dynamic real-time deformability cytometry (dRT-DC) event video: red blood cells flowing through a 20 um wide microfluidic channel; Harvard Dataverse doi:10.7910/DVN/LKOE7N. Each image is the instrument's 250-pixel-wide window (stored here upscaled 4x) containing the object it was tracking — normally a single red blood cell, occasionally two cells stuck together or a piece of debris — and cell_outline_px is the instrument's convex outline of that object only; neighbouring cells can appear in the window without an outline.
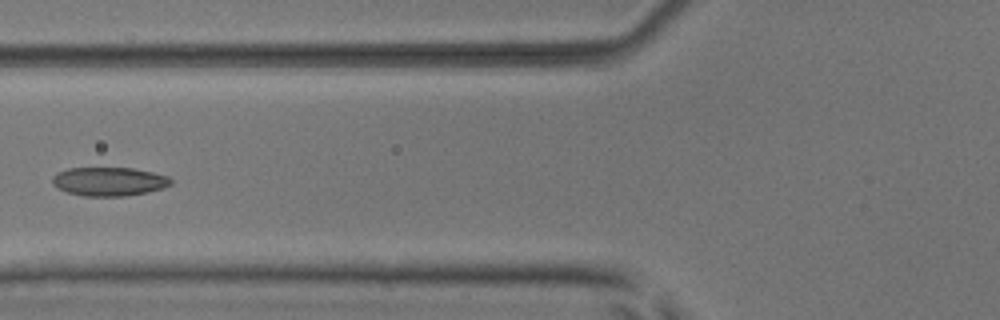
{"species": "common noctule bat (a hibernating species)", "species_latin": "Nyctalus noctula", "temperature_condition": "room temperature", "stored_images_in_passage": 6, "camera_frame_rate_fps": 3000, "um_per_image_px": 0.085, "animal": {"sex": "male", "body_mass_g": 17.9, "forearm_length_mm": 54.2}, "frame": {"image": 1, "passage_image": 6, "time_ms": 5.667, "image_size_px": [1000, 320], "cell_outline_px": [[172, 184], [164, 188], [148, 192], [124, 196], [84, 196], [68, 192], [56, 188], [52, 184], [52, 176], [56, 172], [68, 168], [132, 168], [152, 172], [168, 176], [172, 180]], "centroid_in_image_um": [9.25, 15.43], "position_along_channel_um": 116.5, "area_um2": 20.0}}